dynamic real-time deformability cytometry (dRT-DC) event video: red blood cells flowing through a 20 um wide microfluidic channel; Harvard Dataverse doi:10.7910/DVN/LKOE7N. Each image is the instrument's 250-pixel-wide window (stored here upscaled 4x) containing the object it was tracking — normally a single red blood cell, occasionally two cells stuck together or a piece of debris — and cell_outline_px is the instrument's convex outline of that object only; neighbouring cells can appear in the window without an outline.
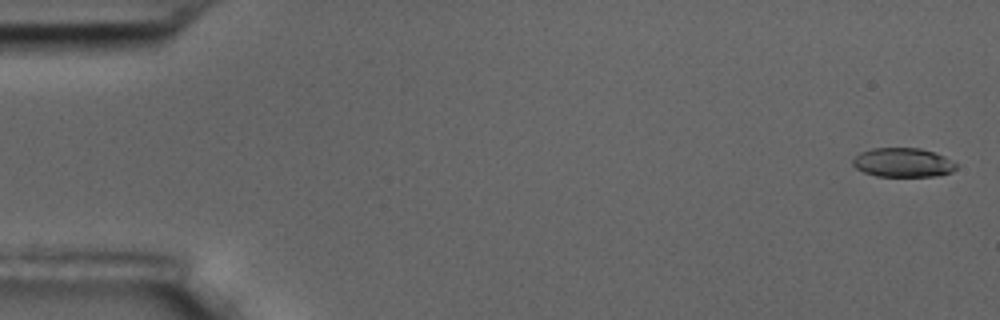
{"species": "common noctule bat (a hibernating species)", "species_latin": "Nyctalus noctula", "temperature_condition": "room temperature", "stored_images_in_passage": 5, "camera_frame_rate_fps": 3000, "um_per_image_px": 0.085, "animal": {"sex": "male", "body_mass_g": 17.5, "forearm_length_mm": 52.3}, "frame": {"image": 1, "passage_image": 1, "time_ms": 0.0, "image_size_px": [1000, 320], "cell_outline_px": [[956, 168], [952, 172], [936, 176], [876, 176], [864, 172], [856, 168], [852, 164], [852, 160], [860, 152], [872, 148], [920, 148], [944, 156], [956, 164]], "centroid_in_image_um": [76.72, 13.82], "position_along_channel_um": 8.3, "area_um2": 17.46}}
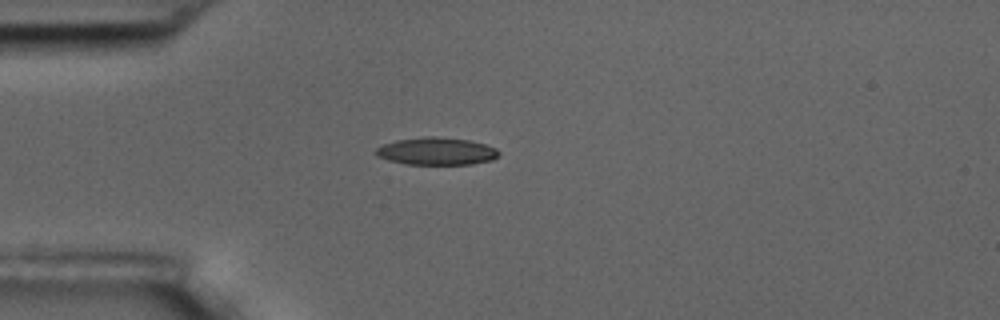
{"frame": {"image": 2, "passage_image": 5, "time_ms": 4.667, "image_size_px": [1000, 320], "cell_outline_px": [[500, 152], [492, 160], [472, 164], [404, 164], [388, 160], [376, 156], [372, 152], [376, 148], [384, 144], [396, 140], [424, 136], [432, 136], [468, 140], [484, 144], [496, 148]], "centroid_in_image_um": [37.05, 12.85], "position_along_channel_um": 48.0, "area_um2": 19.71}}